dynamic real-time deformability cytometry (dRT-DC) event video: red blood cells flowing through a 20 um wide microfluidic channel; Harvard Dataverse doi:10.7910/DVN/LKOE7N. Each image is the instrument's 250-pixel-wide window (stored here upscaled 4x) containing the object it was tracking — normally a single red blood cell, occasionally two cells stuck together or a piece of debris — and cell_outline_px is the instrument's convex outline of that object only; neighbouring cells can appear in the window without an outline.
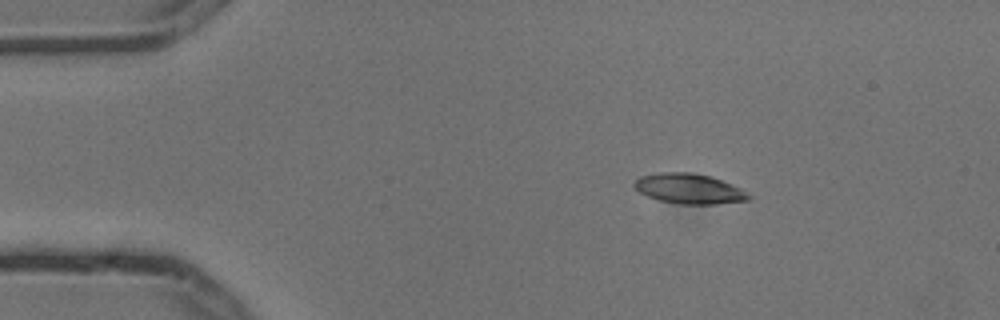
{"species": "common noctule bat (a hibernating species)", "species_latin": "Nyctalus noctula", "temperature_condition": "cold", "stored_images_in_passage": 4, "camera_frame_rate_fps": 3000, "um_per_image_px": 0.085, "animal": {"sex": "male", "body_mass_g": 13.3}, "frame": {"image": 1, "passage_image": 2, "time_ms": 0.333, "image_size_px": [1000, 320], "cell_outline_px": [[752, 196], [748, 200], [716, 204], [680, 204], [660, 200], [648, 196], [640, 192], [632, 184], [640, 176], [656, 172], [692, 172], [712, 176], [732, 184], [740, 188]], "centroid_in_image_um": [58.58, 16.02], "position_along_channel_um": 26.4, "area_um2": 20.11}}